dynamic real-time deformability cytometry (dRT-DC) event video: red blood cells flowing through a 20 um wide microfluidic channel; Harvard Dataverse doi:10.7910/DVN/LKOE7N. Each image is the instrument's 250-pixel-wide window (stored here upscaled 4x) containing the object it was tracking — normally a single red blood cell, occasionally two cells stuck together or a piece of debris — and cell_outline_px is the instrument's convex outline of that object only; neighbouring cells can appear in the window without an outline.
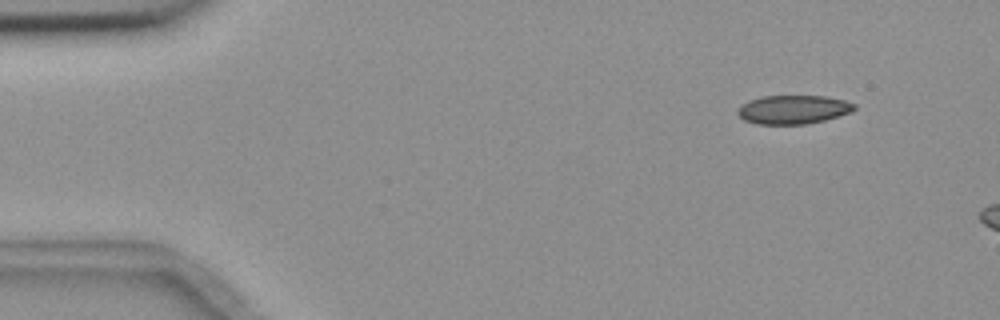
{"species": "common noctule bat (a hibernating species)", "species_latin": "Nyctalus noctula", "temperature_condition": "room temperature", "stored_images_in_passage": 4, "camera_frame_rate_fps": 3000, "um_per_image_px": 0.085, "animal": {"sex": "female", "body_mass_g": 18.4}, "frame": {"image": 1, "passage_image": 2, "time_ms": 1.333, "image_size_px": [1000, 320], "cell_outline_px": [[856, 108], [852, 112], [824, 120], [808, 124], [756, 124], [744, 120], [736, 112], [740, 104], [748, 100], [760, 96], [824, 96], [844, 100], [856, 104]], "centroid_in_image_um": [67.4, 9.31], "position_along_channel_um": 17.6, "area_um2": 19.71}}